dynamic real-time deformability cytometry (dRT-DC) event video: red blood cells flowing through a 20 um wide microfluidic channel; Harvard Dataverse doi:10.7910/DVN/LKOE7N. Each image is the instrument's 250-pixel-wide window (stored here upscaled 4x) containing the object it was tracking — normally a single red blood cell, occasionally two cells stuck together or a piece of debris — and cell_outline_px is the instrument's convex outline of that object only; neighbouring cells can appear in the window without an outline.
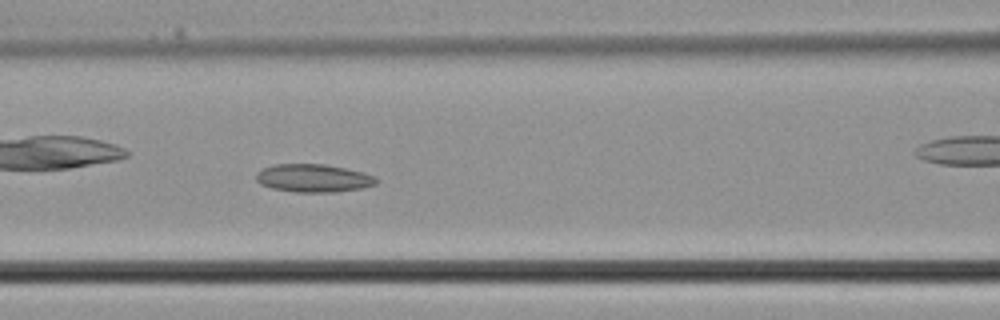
{"species": "common noctule bat (a hibernating species)", "species_latin": "Nyctalus noctula", "temperature_condition": "cold", "stored_images_in_passage": 27, "camera_frame_rate_fps": 3000, "um_per_image_px": 0.085, "animal": {"sex": "male", "body_mass_g": 21.5, "forearm_length_mm": 52.0}, "frame": {"image": 1, "passage_image": 5, "time_ms": 1.333, "image_size_px": [1000, 320], "cell_outline_px": [[376, 184], [364, 188], [336, 192], [296, 192], [272, 188], [260, 184], [256, 180], [256, 172], [272, 164], [324, 164], [344, 168], [376, 176]], "centroid_in_image_um": [26.62, 15.14], "position_along_channel_um": 140.0, "area_um2": 19.59}}
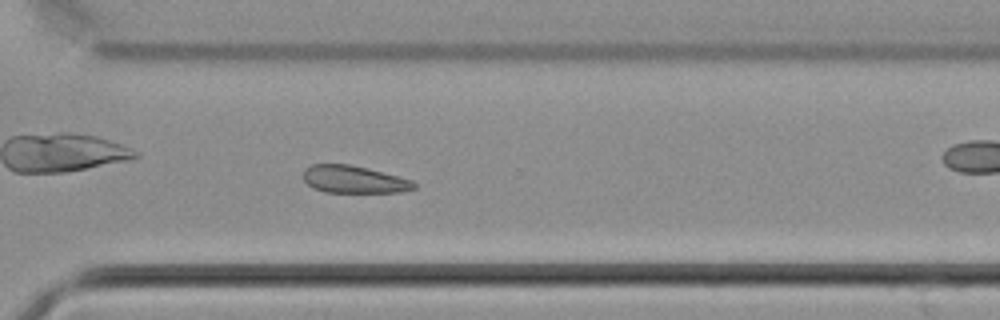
{"frame": {"image": 2, "passage_image": 16, "time_ms": 5.0, "image_size_px": [1000, 320], "cell_outline_px": [[416, 188], [400, 192], [324, 192], [312, 188], [304, 180], [304, 168], [312, 164], [348, 164], [368, 168], [412, 180], [416, 184]], "centroid_in_image_um": [30.06, 15.25], "position_along_channel_um": 340.5, "area_um2": 17.69}}